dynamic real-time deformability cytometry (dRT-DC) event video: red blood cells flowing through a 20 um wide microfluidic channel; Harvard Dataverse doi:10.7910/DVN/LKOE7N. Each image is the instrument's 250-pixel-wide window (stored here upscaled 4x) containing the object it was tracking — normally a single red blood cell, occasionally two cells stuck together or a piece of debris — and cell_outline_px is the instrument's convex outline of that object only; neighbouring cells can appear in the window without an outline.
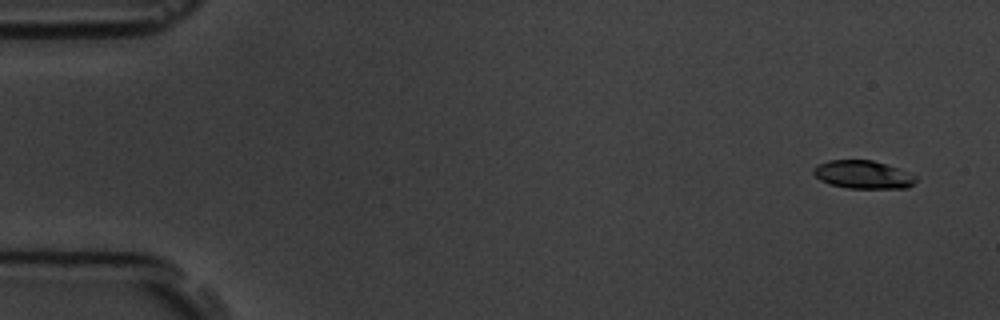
{"species": "common noctule bat (a hibernating species)", "species_latin": "Nyctalus noctula", "temperature_condition": "room temperature", "stored_images_in_passage": 5, "segment_of_instrument_passage": [1, 2], "camera_frame_rate_fps": 3000, "um_per_image_px": 0.085, "animal": {"sex": "male", "body_mass_g": 19.5, "forearm_length_mm": 54.6}, "frame": {"image": 1, "passage_image": 1, "time_ms": 0.0, "image_size_px": [1000, 320], "cell_outline_px": [[916, 180], [908, 188], [848, 188], [832, 184], [820, 180], [812, 172], [812, 168], [828, 160], [872, 160], [896, 168], [916, 176]], "centroid_in_image_um": [73.33, 14.84], "position_along_channel_um": 11.7, "area_um2": 16.47}}